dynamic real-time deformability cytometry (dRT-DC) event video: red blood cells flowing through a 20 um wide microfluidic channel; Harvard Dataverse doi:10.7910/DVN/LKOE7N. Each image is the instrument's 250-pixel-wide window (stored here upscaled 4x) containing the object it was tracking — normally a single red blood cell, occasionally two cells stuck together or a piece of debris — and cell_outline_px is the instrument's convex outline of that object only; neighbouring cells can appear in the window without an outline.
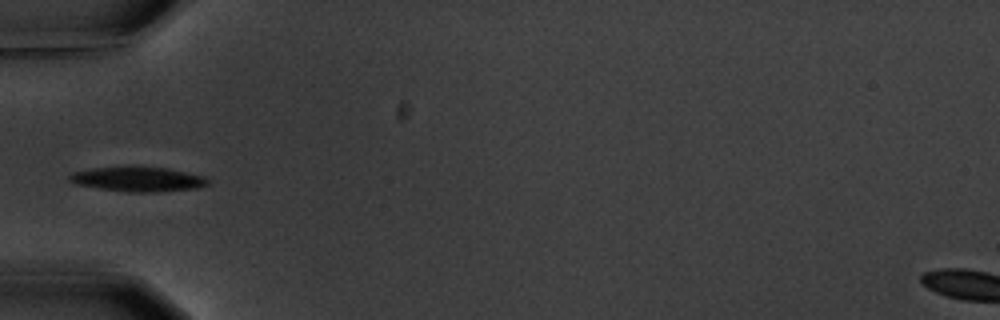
{"species": "common noctule bat (a hibernating species)", "species_latin": "Nyctalus noctula", "temperature_condition": "warm", "stored_images_in_passage": 5, "camera_frame_rate_fps": 3000, "um_per_image_px": 0.085, "animal": {"sex": "male", "body_mass_g": 20.1, "forearm_length_mm": 53.5}, "frame": {"image": 1, "passage_image": 5, "time_ms": 6.0, "image_size_px": [1000, 320], "cell_outline_px": [[212, 180], [208, 184], [196, 188], [156, 192], [128, 192], [100, 188], [76, 184], [68, 180], [68, 176], [72, 172], [92, 168], [128, 164], [132, 164], [168, 168], [204, 176]], "centroid_in_image_um": [11.71, 15.19], "position_along_channel_um": 73.3, "area_um2": 20.63}}